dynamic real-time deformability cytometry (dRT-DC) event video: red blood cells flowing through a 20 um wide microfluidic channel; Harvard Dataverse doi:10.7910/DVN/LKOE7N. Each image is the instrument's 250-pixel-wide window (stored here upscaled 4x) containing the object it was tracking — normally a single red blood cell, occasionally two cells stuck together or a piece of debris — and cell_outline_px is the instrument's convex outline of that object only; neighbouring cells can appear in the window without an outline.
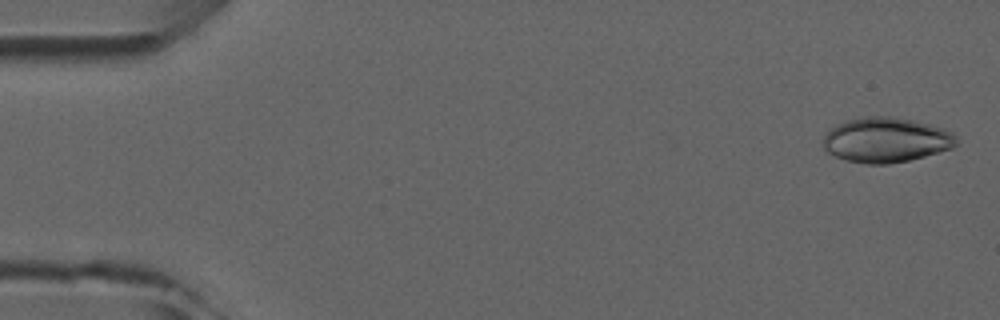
{"species": "common noctule bat (a hibernating species)", "species_latin": "Nyctalus noctula", "temperature_condition": "room temperature", "stored_images_in_passage": 4, "camera_frame_rate_fps": 3000, "um_per_image_px": 0.085, "animal": {"sex": "male", "forearm_length_mm": 52.5}, "frame": {"image": 1, "passage_image": 1, "time_ms": 0.0, "image_size_px": [1000, 320], "cell_outline_px": [[956, 144], [952, 148], [924, 156], [908, 160], [888, 164], [868, 164], [848, 160], [836, 156], [828, 152], [824, 148], [824, 136], [836, 124], [844, 120], [864, 116], [892, 116], [916, 120], [944, 128], [952, 132], [956, 136]], "centroid_in_image_um": [75.33, 11.87], "position_along_channel_um": 9.7, "area_um2": 34.91}}